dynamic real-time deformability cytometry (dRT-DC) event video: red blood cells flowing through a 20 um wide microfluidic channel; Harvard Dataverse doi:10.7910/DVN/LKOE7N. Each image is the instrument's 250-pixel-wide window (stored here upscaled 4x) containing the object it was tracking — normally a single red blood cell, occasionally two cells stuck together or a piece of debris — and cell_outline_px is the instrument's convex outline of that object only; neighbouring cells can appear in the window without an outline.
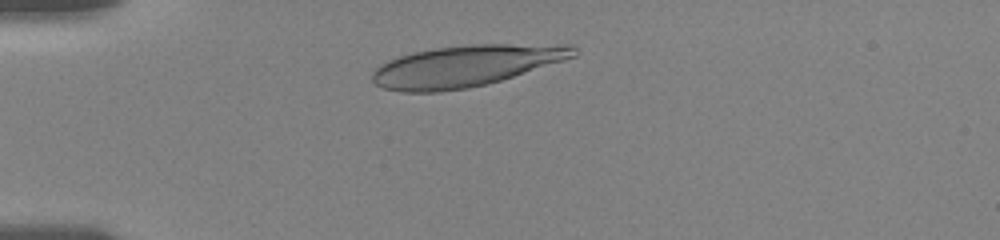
{"species": "human", "species_latin": "Homo sapiens", "temperature_condition": "room temperature", "stored_images_in_passage": 5, "camera_frame_rate_fps": 3000, "um_per_image_px": 0.085, "donor": {"sex": "female"}, "frame": {"image": 1, "passage_image": 4, "time_ms": 1.667, "image_size_px": [1000, 240], "cell_outline_px": [[580, 52], [576, 56], [564, 60], [500, 80], [468, 88], [440, 92], [400, 92], [384, 88], [376, 84], [372, 80], [372, 72], [380, 64], [388, 60], [400, 56], [416, 52], [436, 48], [472, 44], [568, 44], [576, 48]], "centroid_in_image_um": [39.59, 5.6], "position_along_channel_um": 45.4, "area_um2": 48.32}}